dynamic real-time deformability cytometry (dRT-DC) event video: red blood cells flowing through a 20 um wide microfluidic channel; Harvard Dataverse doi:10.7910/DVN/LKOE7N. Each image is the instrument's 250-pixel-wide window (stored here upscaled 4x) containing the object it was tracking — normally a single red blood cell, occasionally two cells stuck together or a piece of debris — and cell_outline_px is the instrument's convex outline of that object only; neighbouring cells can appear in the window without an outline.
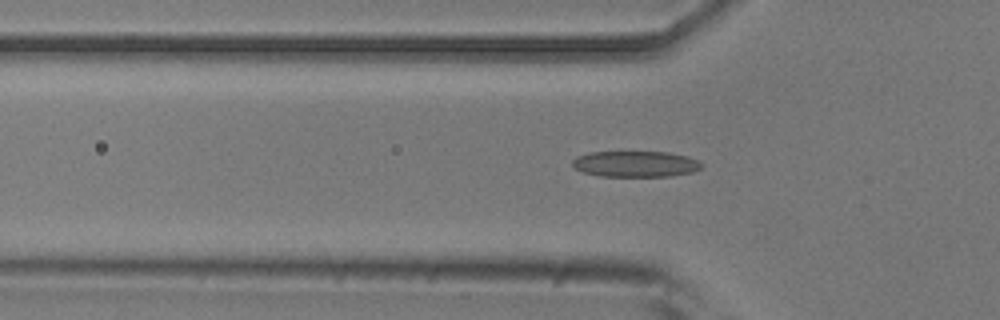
{"species": "common noctule bat (a hibernating species)", "species_latin": "Nyctalus noctula", "temperature_condition": "room temperature", "stored_images_in_passage": 41, "camera_frame_rate_fps": 3000, "um_per_image_px": 0.085, "animal": {"sex": "male", "body_mass_g": 20.5, "forearm_length_mm": 52.5}, "frame": {"image": 1, "passage_image": 11, "time_ms": 3.333, "image_size_px": [1000, 320], "cell_outline_px": [[700, 168], [692, 172], [672, 176], [600, 176], [584, 172], [576, 168], [572, 164], [572, 160], [576, 156], [588, 152], [668, 152], [688, 156], [696, 160], [700, 164]], "centroid_in_image_um": [53.99, 13.93], "position_along_channel_um": 71.8, "area_um2": 19.42}}
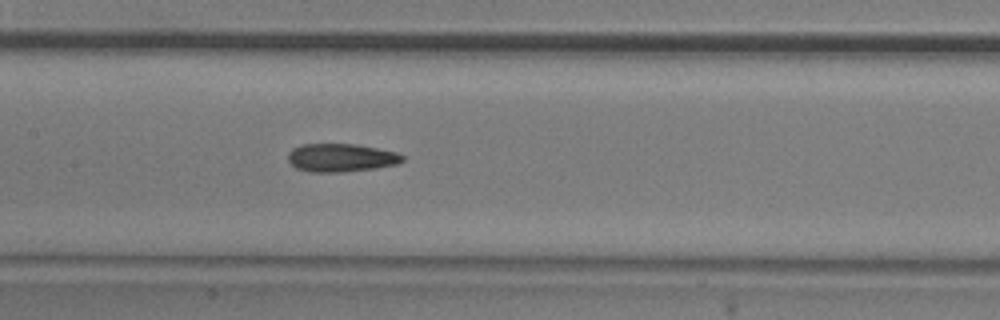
{"frame": {"image": 2, "passage_image": 19, "time_ms": 6.0, "image_size_px": [1000, 320], "cell_outline_px": [[404, 160], [396, 164], [376, 168], [344, 172], [308, 172], [296, 168], [288, 160], [288, 152], [292, 148], [300, 144], [356, 144], [396, 152], [404, 156]], "centroid_in_image_um": [28.96, 13.41], "position_along_channel_um": 178.4, "area_um2": 18.9}}
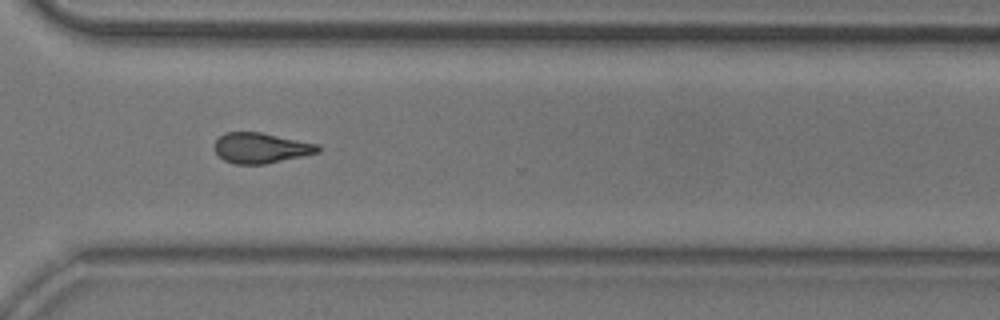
{"frame": {"image": 3, "passage_image": 32, "time_ms": 10.333, "image_size_px": [1000, 320], "cell_outline_px": [[320, 152], [264, 164], [236, 164], [224, 160], [216, 152], [216, 140], [220, 136], [228, 132], [260, 132], [320, 144]], "centroid_in_image_um": [22.21, 12.57], "position_along_channel_um": 348.4, "area_um2": 18.09}, "authors_computed_cell_mechanics": {"area_um2": 18.6116, "velocity_mm_per_s": 3.9338, "shape_relaxation_time_tau1_ms": 7.1642, "shape_relaxation_time_tau2_ms": 3.0526, "deformation_change_tau1": 0.1655, "deformation_change_tau2": 0.1253}}